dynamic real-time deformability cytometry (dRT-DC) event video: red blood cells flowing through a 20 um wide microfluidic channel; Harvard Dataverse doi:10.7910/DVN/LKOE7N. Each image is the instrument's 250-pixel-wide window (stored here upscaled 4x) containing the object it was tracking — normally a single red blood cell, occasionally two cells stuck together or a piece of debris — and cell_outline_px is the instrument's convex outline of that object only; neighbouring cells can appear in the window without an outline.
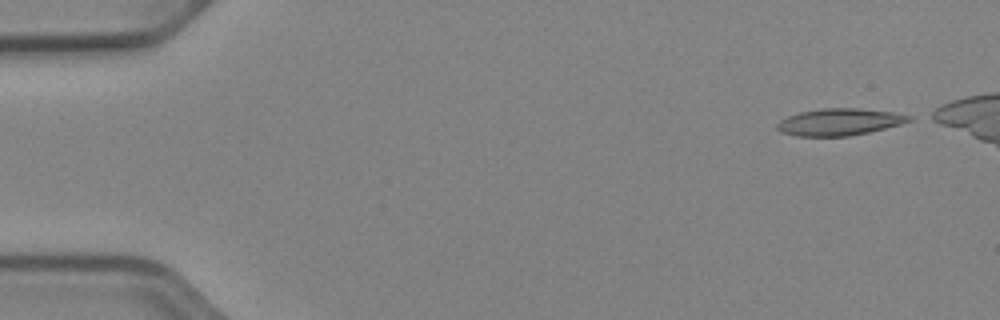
{"species": "Egyptian fruit bat (a non-hibernating species)", "species_latin": "Rousettus aegyptiacus", "temperature_condition": "cold", "stored_images_in_passage": 45, "camera_frame_rate_fps": 3000, "um_per_image_px": 0.085, "animal": {"sex": "female"}, "frame": {"image": 1, "passage_image": 1, "time_ms": 0.0, "image_size_px": [1000, 320], "cell_outline_px": [[912, 120], [900, 124], [868, 132], [848, 136], [796, 136], [780, 132], [776, 128], [776, 124], [780, 120], [788, 116], [800, 112], [820, 108], [860, 108], [892, 112], [912, 116]], "centroid_in_image_um": [71.31, 10.36], "position_along_channel_um": 13.7, "area_um2": 20.63}}
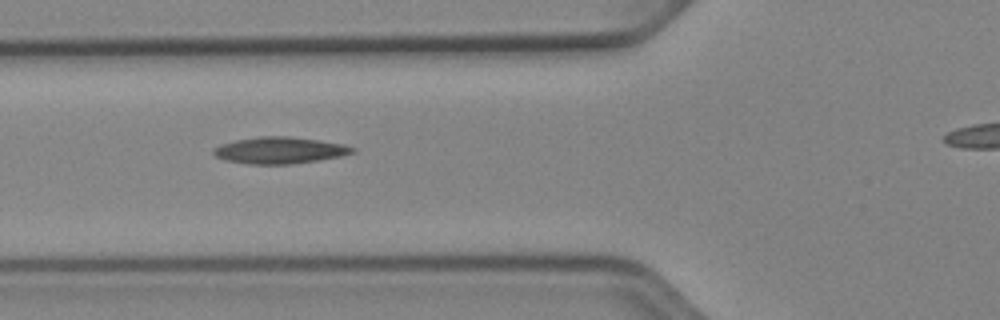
{"frame": {"image": 2, "passage_image": 17, "time_ms": 5.333, "image_size_px": [1000, 320], "cell_outline_px": [[356, 152], [340, 156], [292, 164], [248, 164], [224, 160], [216, 156], [212, 152], [212, 148], [220, 144], [236, 140], [260, 136], [288, 136], [320, 140], [344, 144], [356, 148]], "centroid_in_image_um": [23.76, 12.77], "position_along_channel_um": 102.0, "area_um2": 21.62}}
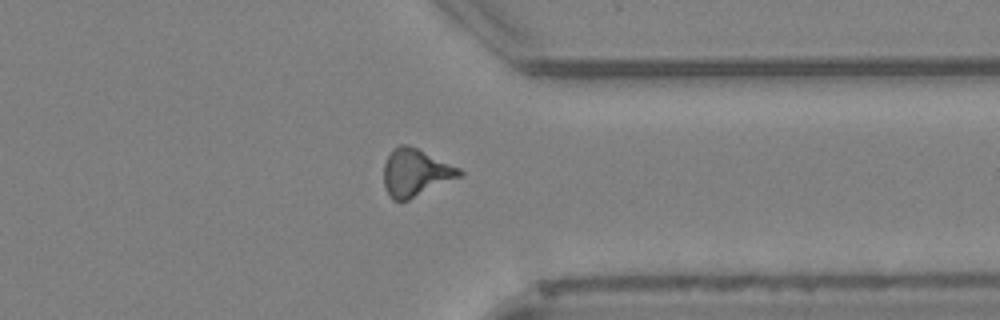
{"frame": {"image": 3, "passage_image": 38, "time_ms": 12.333, "image_size_px": [1000, 320], "cell_outline_px": [[464, 172], [460, 176], [408, 200], [392, 200], [388, 196], [384, 184], [384, 164], [388, 156], [400, 144], [404, 144], [416, 148], [460, 168]], "centroid_in_image_um": [35.3, 14.69], "position_along_channel_um": 376.1, "area_um2": 20.4}, "authors_computed_cell_mechanics": {"area_um2": 20.2878, "velocity_mm_per_s": 3.9534, "shape_relaxation_time_tau1_ms": 10.6984, "shape_relaxation_time_tau2_ms": 5.3194, "deformation_change_tau1": 0.2593, "deformation_change_tau2": 0.1745}}